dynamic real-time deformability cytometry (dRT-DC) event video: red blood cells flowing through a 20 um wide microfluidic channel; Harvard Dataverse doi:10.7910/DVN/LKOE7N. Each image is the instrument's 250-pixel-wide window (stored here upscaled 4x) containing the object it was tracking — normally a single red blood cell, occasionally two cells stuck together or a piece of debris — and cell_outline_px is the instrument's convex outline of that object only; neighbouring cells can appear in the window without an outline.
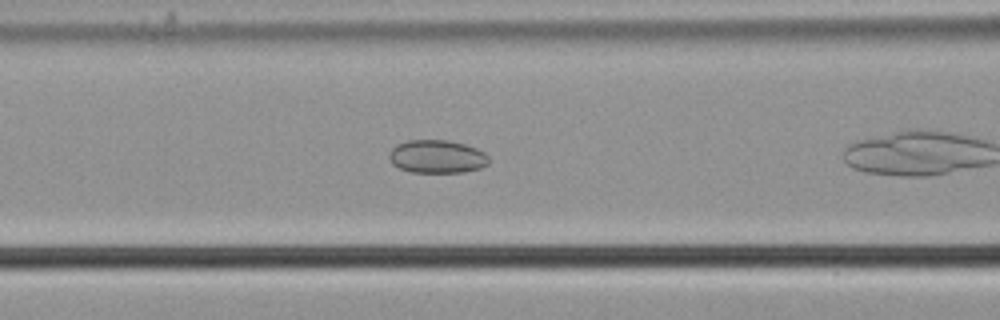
{"species": "common noctule bat (a hibernating species)", "species_latin": "Nyctalus noctula", "temperature_condition": "cold", "stored_images_in_passage": 25, "camera_frame_rate_fps": 3000, "um_per_image_px": 0.085, "animal": {"sex": "male", "body_mass_g": 21.5, "forearm_length_mm": 52.0}, "frame": {"image": 1, "passage_image": 4, "time_ms": 1.0, "image_size_px": [1000, 320], "cell_outline_px": [[488, 164], [480, 168], [464, 172], [412, 172], [400, 168], [392, 164], [388, 156], [388, 152], [396, 144], [408, 140], [448, 140], [464, 144], [476, 148], [484, 152], [488, 156]], "centroid_in_image_um": [37.12, 13.3], "position_along_channel_um": 129.5, "area_um2": 19.31}}